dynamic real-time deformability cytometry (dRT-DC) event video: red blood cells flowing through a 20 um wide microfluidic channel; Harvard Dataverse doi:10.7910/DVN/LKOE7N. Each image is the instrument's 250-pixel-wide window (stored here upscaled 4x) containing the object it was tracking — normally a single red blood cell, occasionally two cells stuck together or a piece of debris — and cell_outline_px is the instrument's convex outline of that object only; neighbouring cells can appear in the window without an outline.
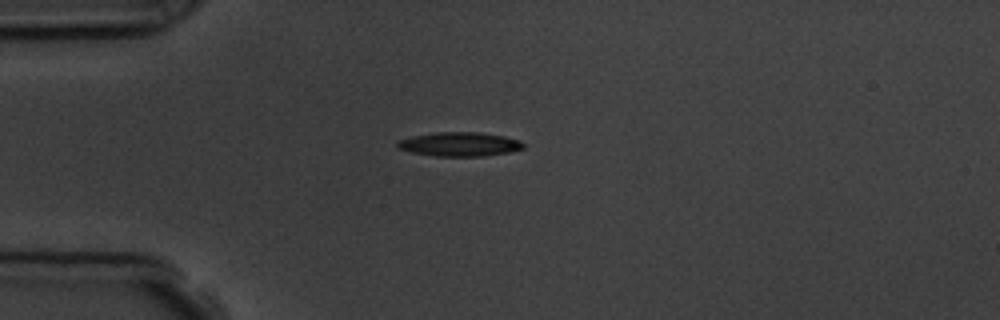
{"species": "common noctule bat (a hibernating species)", "species_latin": "Nyctalus noctula", "temperature_condition": "room temperature", "stored_images_in_passage": 4, "camera_frame_rate_fps": 3000, "um_per_image_px": 0.085, "animal": {"sex": "male", "body_mass_g": 19.5, "forearm_length_mm": 54.6}, "frame": {"image": 1, "passage_image": 4, "time_ms": 3.333, "image_size_px": [1000, 320], "cell_outline_px": [[524, 148], [508, 152], [484, 156], [436, 156], [412, 152], [396, 148], [396, 144], [400, 140], [412, 136], [436, 132], [480, 132], [504, 136], [520, 140], [524, 144]], "centroid_in_image_um": [39.07, 12.25], "position_along_channel_um": 45.9, "area_um2": 17.63}}